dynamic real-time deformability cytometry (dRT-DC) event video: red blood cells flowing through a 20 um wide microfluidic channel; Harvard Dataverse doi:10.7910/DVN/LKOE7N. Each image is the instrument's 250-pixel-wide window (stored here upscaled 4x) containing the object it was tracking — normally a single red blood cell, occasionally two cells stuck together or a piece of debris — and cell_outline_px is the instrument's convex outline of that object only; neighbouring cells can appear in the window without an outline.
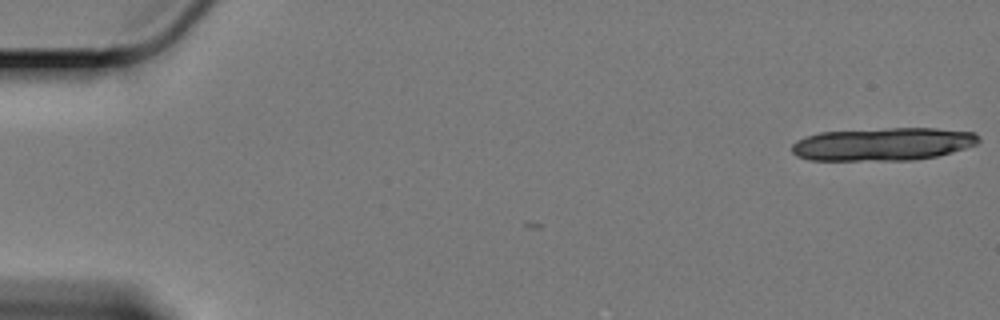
{"species": "Egyptian fruit bat (a non-hibernating species)", "species_latin": "Rousettus aegyptiacus", "temperature_condition": "cold", "stored_images_in_passage": 6, "camera_frame_rate_fps": 3000, "um_per_image_px": 0.085, "animal": {"sex": "female"}, "frame": {"image": 1, "passage_image": 1, "time_ms": 0.0, "image_size_px": [1000, 320], "cell_outline_px": [[980, 140], [976, 144], [952, 152], [936, 156], [912, 160], [808, 160], [796, 156], [792, 152], [792, 144], [796, 140], [820, 132], [888, 128], [936, 128], [972, 132], [980, 136]], "centroid_in_image_um": [75.03, 12.25], "position_along_channel_um": 10.0, "area_um2": 35.84}}